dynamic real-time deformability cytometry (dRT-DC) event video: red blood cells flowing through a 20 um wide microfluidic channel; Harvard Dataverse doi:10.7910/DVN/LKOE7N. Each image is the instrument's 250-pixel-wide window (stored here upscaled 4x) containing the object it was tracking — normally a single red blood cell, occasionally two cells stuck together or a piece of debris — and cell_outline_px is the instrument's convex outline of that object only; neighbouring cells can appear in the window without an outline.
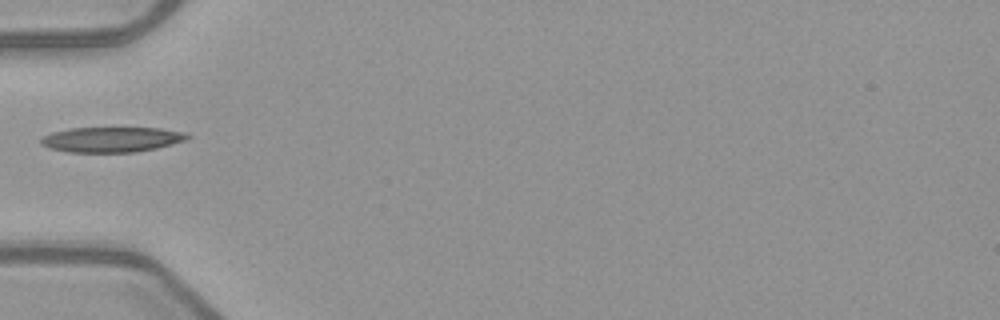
{"species": "common noctule bat (a hibernating species)", "species_latin": "Nyctalus noctula", "temperature_condition": "warm", "stored_images_in_passage": 35, "camera_frame_rate_fps": 3000, "um_per_image_px": 0.085, "animal": {"sex": "female", "body_mass_g": 21.9}, "frame": {"image": 1, "passage_image": 1, "time_ms": 0.0, "image_size_px": [1000, 320], "cell_outline_px": [[192, 136], [184, 140], [172, 144], [156, 148], [136, 152], [68, 152], [52, 148], [40, 144], [40, 140], [44, 136], [52, 132], [72, 128], [160, 128], [188, 132]], "centroid_in_image_um": [9.53, 11.85], "position_along_channel_um": 75.5, "area_um2": 21.44}}
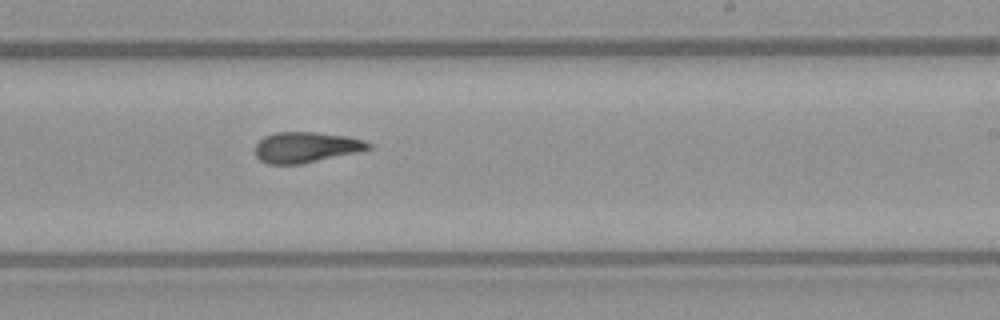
{"frame": {"image": 2, "passage_image": 15, "time_ms": 4.667, "image_size_px": [1000, 320], "cell_outline_px": [[372, 148], [356, 152], [300, 164], [268, 164], [260, 160], [256, 156], [256, 144], [264, 136], [276, 132], [316, 132], [348, 136], [364, 140], [372, 144]], "centroid_in_image_um": [26.01, 12.51], "position_along_channel_um": 263.0, "area_um2": 20.11}}
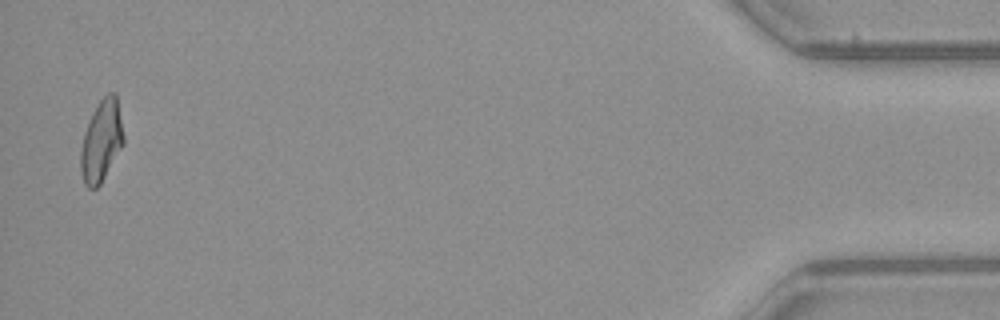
{"frame": {"image": 3, "passage_image": 34, "time_ms": 11.0, "image_size_px": [1000, 320], "cell_outline_px": [[124, 144], [100, 184], [96, 188], [88, 188], [84, 184], [80, 168], [80, 152], [84, 132], [92, 112], [100, 100], [108, 92], [116, 92], [124, 136]], "centroid_in_image_um": [8.62, 11.97], "position_along_channel_um": 426.6, "area_um2": 20.4}}